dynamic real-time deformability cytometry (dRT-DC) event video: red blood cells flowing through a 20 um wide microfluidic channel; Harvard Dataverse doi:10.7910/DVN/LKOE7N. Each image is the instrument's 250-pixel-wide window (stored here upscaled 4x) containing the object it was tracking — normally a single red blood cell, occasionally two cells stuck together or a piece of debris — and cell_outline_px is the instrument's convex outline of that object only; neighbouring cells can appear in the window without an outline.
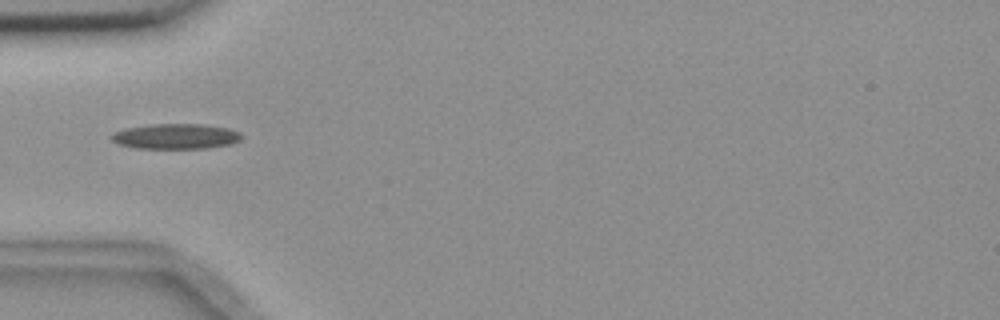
{"species": "common noctule bat (a hibernating species)", "species_latin": "Nyctalus noctula", "temperature_condition": "room temperature", "stored_images_in_passage": 8, "camera_frame_rate_fps": 3000, "um_per_image_px": 0.085, "animal": {"sex": "female", "body_mass_g": 18.4}, "frame": {"image": 1, "passage_image": 2, "time_ms": 1.333, "image_size_px": [1000, 320], "cell_outline_px": [[244, 136], [240, 140], [232, 144], [208, 148], [136, 148], [120, 144], [112, 140], [108, 136], [116, 132], [128, 128], [152, 124], [200, 124], [228, 128], [240, 132]], "centroid_in_image_um": [14.99, 11.59], "position_along_channel_um": 70.0, "area_um2": 19.07}}
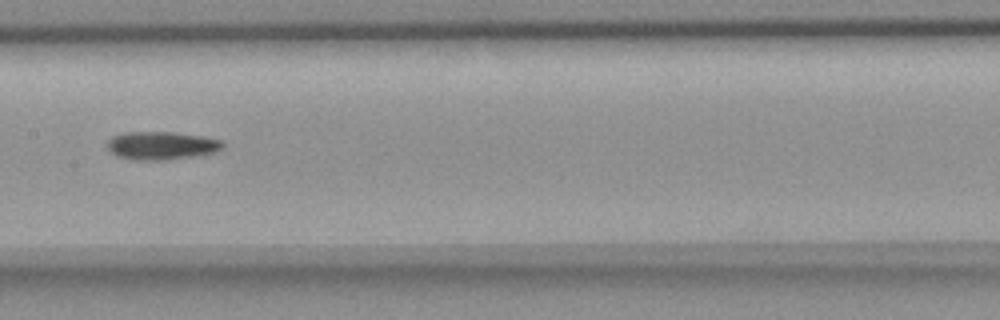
{"frame": {"image": 2, "passage_image": 5, "time_ms": 4.667, "image_size_px": [1000, 320], "cell_outline_px": [[224, 148], [216, 152], [192, 156], [164, 160], [136, 160], [116, 156], [108, 148], [108, 140], [112, 136], [124, 132], [176, 132], [204, 136], [220, 140], [224, 144]], "centroid_in_image_um": [13.74, 12.36], "position_along_channel_um": 193.7, "area_um2": 18.96}}
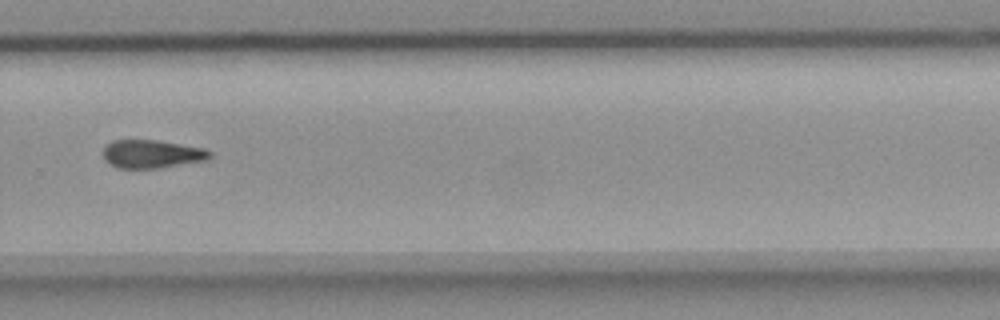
{"frame": {"image": 3, "passage_image": 8, "time_ms": 8.0, "image_size_px": [1000, 320], "cell_outline_px": [[212, 156], [208, 160], [156, 168], [116, 168], [108, 164], [104, 160], [104, 148], [112, 140], [156, 140], [204, 148], [212, 152]], "centroid_in_image_um": [12.91, 13.09], "position_along_channel_um": 316.9, "area_um2": 17.57}}